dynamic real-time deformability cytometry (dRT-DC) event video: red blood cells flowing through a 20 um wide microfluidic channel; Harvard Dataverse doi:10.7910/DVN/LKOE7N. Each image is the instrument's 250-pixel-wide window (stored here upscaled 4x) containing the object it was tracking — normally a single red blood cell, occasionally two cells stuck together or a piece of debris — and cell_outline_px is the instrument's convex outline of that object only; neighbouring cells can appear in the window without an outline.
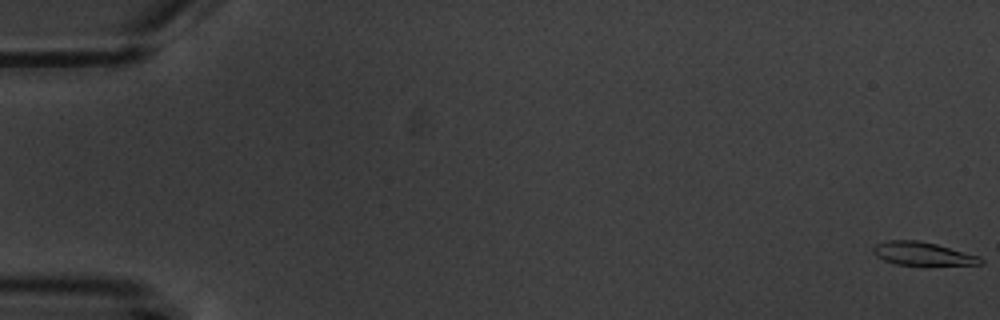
{"species": "common noctule bat (a hibernating species)", "species_latin": "Nyctalus noctula", "temperature_condition": "warm", "stored_images_in_passage": 7, "segment_of_instrument_passage": [2, 2], "camera_frame_rate_fps": 3000, "um_per_image_px": 0.085, "animal": {"sex": "male", "body_mass_g": 20.1, "forearm_length_mm": 53.5}, "frame": {"image": 1, "passage_image": 7, "time_ms": 7.0, "image_size_px": [1000, 320], "cell_outline_px": [[984, 264], [896, 264], [884, 260], [876, 256], [872, 252], [872, 248], [876, 244], [888, 240], [916, 240], [936, 244], [980, 256], [984, 260]], "centroid_in_image_um": [78.4, 21.55], "position_along_channel_um": 6.6, "area_um2": 14.28}}